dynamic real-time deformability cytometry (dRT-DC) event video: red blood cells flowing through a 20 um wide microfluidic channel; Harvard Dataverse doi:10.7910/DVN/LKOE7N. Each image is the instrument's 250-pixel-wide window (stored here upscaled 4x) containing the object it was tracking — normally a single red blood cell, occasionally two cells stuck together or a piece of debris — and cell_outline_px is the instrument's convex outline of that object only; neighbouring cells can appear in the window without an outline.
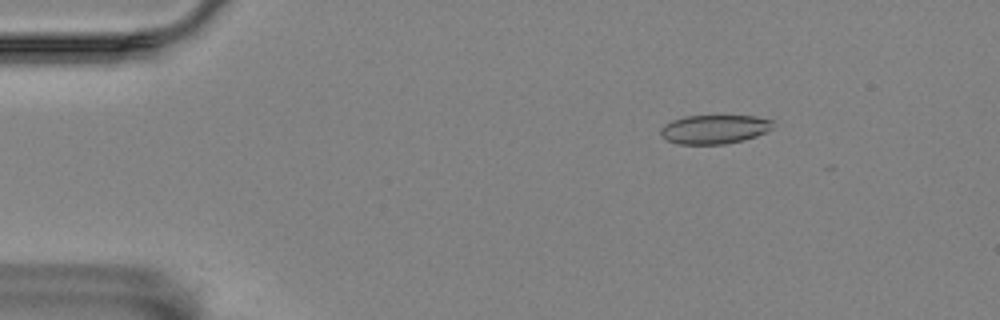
{"species": "Egyptian fruit bat (a non-hibernating species)", "species_latin": "Rousettus aegyptiacus", "temperature_condition": "room temperature", "stored_images_in_passage": 6, "camera_frame_rate_fps": 3000, "um_per_image_px": 0.085, "animal": {"sex": "female"}, "frame": {"image": 1, "passage_image": 3, "time_ms": 2.333, "image_size_px": [1000, 320], "cell_outline_px": [[776, 124], [772, 128], [756, 136], [744, 140], [724, 144], [680, 144], [668, 140], [660, 136], [660, 128], [664, 124], [672, 120], [684, 116], [756, 116], [776, 120]], "centroid_in_image_um": [60.75, 10.98], "position_along_channel_um": 24.3, "area_um2": 19.13}}
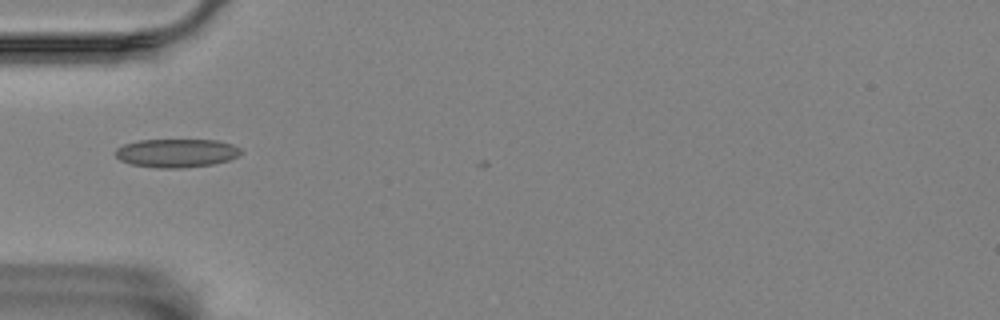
{"frame": {"image": 2, "passage_image": 6, "time_ms": 5.667, "image_size_px": [1000, 320], "cell_outline_px": [[244, 152], [228, 160], [212, 164], [180, 168], [160, 168], [132, 164], [120, 160], [116, 156], [116, 148], [124, 144], [140, 140], [220, 140], [232, 144], [240, 148]], "centroid_in_image_um": [15.02, 13.0], "position_along_channel_um": 70.0, "area_um2": 20.75}}